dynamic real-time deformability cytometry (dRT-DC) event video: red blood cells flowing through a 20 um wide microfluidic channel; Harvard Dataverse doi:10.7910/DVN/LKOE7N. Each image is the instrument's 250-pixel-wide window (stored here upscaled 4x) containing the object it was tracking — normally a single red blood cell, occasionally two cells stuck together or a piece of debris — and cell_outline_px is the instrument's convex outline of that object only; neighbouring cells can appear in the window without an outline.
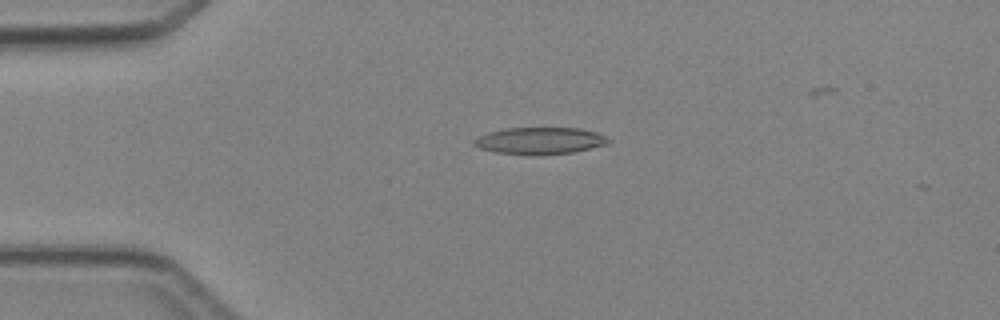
{"species": "Egyptian fruit bat (a non-hibernating species)", "species_latin": "Rousettus aegyptiacus", "temperature_condition": "cold", "stored_images_in_passage": 5, "camera_frame_rate_fps": 3000, "um_per_image_px": 0.085, "animal": {"sex": "female"}, "frame": {"image": 1, "passage_image": 4, "time_ms": 3.333, "image_size_px": [1000, 320], "cell_outline_px": [[612, 140], [608, 144], [572, 152], [536, 156], [496, 152], [480, 148], [472, 144], [472, 140], [488, 132], [504, 128], [580, 128], [596, 132]], "centroid_in_image_um": [45.88, 11.97], "position_along_channel_um": 39.1, "area_um2": 21.15}}